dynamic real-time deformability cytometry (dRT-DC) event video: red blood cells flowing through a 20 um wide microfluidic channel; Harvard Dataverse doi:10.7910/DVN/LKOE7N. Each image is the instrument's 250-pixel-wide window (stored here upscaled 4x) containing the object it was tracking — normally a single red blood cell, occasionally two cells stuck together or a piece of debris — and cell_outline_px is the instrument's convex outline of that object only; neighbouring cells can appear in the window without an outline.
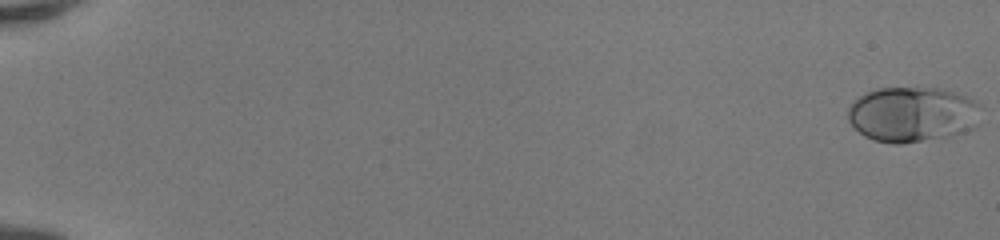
{"species": "human", "species_latin": "Homo sapiens", "temperature_condition": "room temperature", "stored_images_in_passage": 52, "camera_frame_rate_fps": 3000, "um_per_image_px": 0.085, "donor": {"sex": "female"}, "frame": {"image": 1, "passage_image": 1, "time_ms": 0.0, "image_size_px": [1000, 240], "cell_outline_px": [[984, 104], [980, 124], [976, 128], [952, 136], [900, 144], [892, 144], [872, 140], [864, 136], [848, 120], [848, 108], [860, 96], [868, 92], [880, 88], [940, 88], [956, 92], [968, 96]], "centroid_in_image_um": [77.68, 9.73], "position_along_channel_um": 7.3, "area_um2": 43.7}}
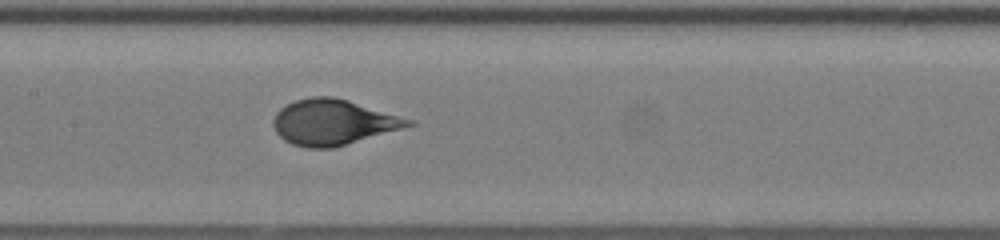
{"frame": {"image": 2, "passage_image": 28, "time_ms": 9.0, "image_size_px": [1000, 240], "cell_outline_px": [[416, 124], [332, 148], [308, 148], [292, 144], [284, 140], [276, 132], [272, 124], [272, 120], [276, 112], [280, 108], [296, 100], [312, 96], [332, 96], [348, 100], [416, 120]], "centroid_in_image_um": [28.31, 10.38], "position_along_channel_um": 179.1, "area_um2": 35.72}}
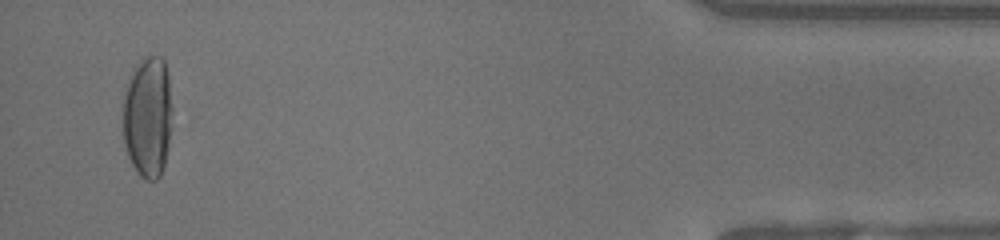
{"frame": {"image": 3, "passage_image": 50, "time_ms": 16.333, "image_size_px": [1000, 240], "cell_outline_px": [[172, 108], [168, 148], [164, 164], [160, 176], [156, 180], [144, 180], [136, 172], [128, 156], [124, 144], [124, 96], [128, 76], [148, 56], [160, 56], [164, 60], [168, 76]], "centroid_in_image_um": [12.57, 9.97], "position_along_channel_um": 422.6, "area_um2": 34.68}}